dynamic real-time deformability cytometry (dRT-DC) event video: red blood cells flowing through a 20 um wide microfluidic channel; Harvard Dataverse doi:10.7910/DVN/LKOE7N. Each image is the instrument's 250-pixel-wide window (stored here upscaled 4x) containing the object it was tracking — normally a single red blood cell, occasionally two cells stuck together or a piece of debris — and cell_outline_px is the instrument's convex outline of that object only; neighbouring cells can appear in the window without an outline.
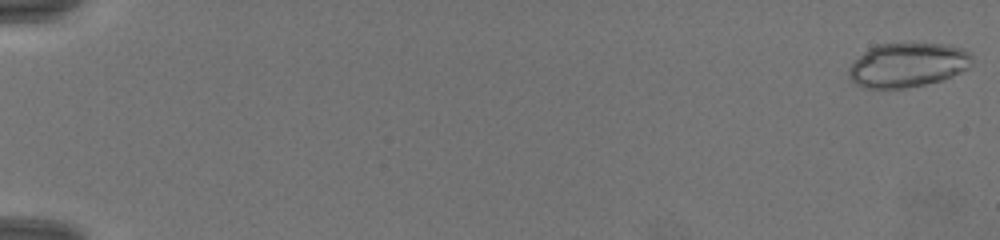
{"species": "common noctule bat (a hibernating species)", "species_latin": "Nyctalus noctula", "temperature_condition": "warm", "stored_images_in_passage": 70, "camera_frame_rate_fps": 3000, "um_per_image_px": 0.085, "animal": {"sex": "female", "body_mass_g": 19.5, "forearm_length_mm": 54.1}, "frame": {"image": 1, "passage_image": 1, "time_ms": 0.0, "image_size_px": [1000, 240], "cell_outline_px": [[972, 64], [968, 68], [960, 72], [940, 80], [924, 84], [904, 88], [864, 88], [852, 84], [848, 76], [848, 68], [868, 48], [876, 44], [948, 44], [964, 48], [972, 52]], "centroid_in_image_um": [77.14, 5.52], "position_along_channel_um": 7.9, "area_um2": 31.91}}
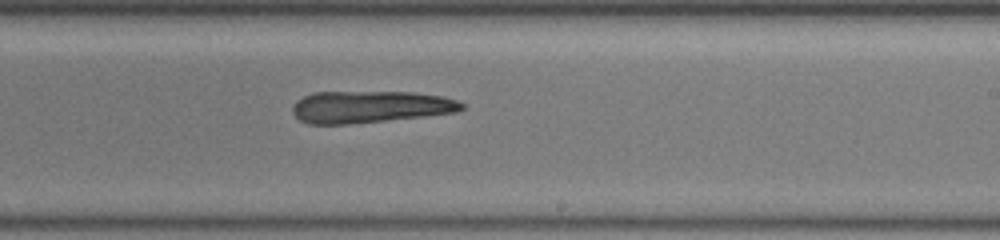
{"frame": {"image": 2, "passage_image": 45, "time_ms": 14.667, "image_size_px": [1000, 240], "cell_outline_px": [[464, 108], [456, 112], [424, 116], [348, 124], [308, 124], [300, 120], [292, 112], [292, 108], [296, 100], [312, 92], [412, 92], [444, 96], [456, 100], [464, 104]], "centroid_in_image_um": [31.44, 9.07], "position_along_channel_um": 257.6, "area_um2": 31.5}}
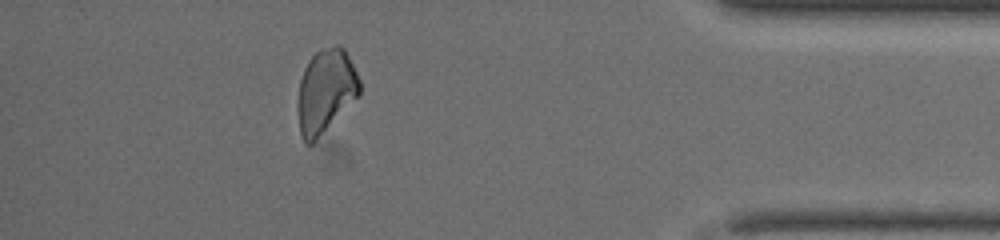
{"frame": {"image": 3, "passage_image": 63, "time_ms": 20.667, "image_size_px": [1000, 240], "cell_outline_px": [[360, 96], [312, 144], [308, 144], [304, 140], [300, 132], [300, 80], [304, 68], [308, 60], [320, 48], [336, 44], [340, 44], [344, 48], [360, 80]], "centroid_in_image_um": [27.73, 7.7], "position_along_channel_um": 407.5, "area_um2": 29.82}}